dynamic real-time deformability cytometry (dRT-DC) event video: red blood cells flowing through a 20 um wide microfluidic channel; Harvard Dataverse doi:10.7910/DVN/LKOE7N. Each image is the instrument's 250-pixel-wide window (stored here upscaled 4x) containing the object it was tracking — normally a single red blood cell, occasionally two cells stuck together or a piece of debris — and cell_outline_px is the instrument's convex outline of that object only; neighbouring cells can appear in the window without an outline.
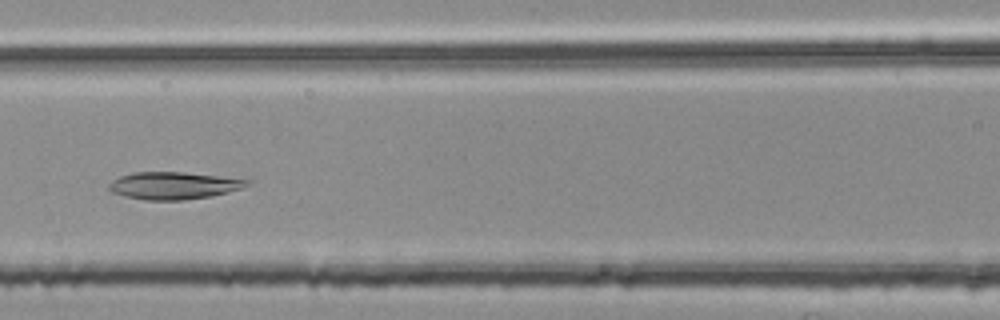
{"species": "common noctule bat (a hibernating species)", "species_latin": "Nyctalus noctula", "temperature_condition": "room temperature", "stored_images_in_passage": 26, "camera_frame_rate_fps": 3000, "um_per_image_px": 0.085, "animal": {"sex": "female", "body_mass_g": 25.1}, "frame": {"image": 1, "passage_image": 22, "time_ms": 7.0, "image_size_px": [1000, 320], "cell_outline_px": [[252, 180], [244, 188], [212, 196], [184, 200], [144, 200], [124, 196], [112, 192], [108, 188], [108, 184], [112, 180], [120, 176], [132, 172], [184, 172]], "centroid_in_image_um": [14.75, 15.77], "position_along_channel_um": 151.9, "area_um2": 22.08}}
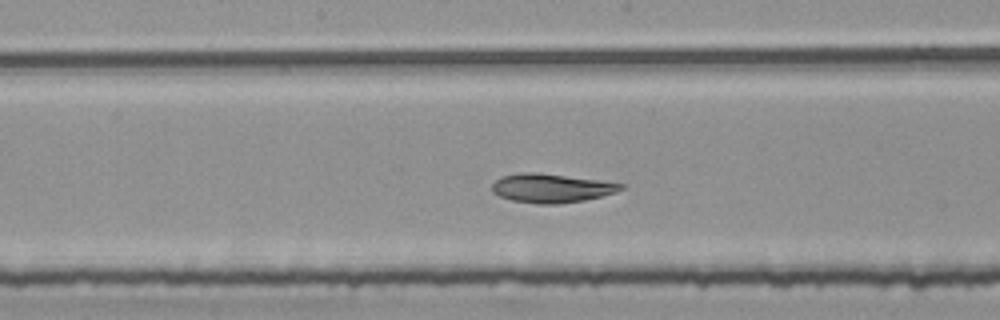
{"frame": {"image": 2, "passage_image": 26, "time_ms": 8.333, "image_size_px": [1000, 320], "cell_outline_px": [[624, 188], [616, 192], [584, 200], [560, 204], [540, 204], [512, 200], [500, 196], [492, 192], [492, 184], [500, 176], [520, 172], [536, 172], [600, 180], [624, 184]], "centroid_in_image_um": [46.84, 15.98], "position_along_channel_um": 201.4, "area_um2": 21.68}}